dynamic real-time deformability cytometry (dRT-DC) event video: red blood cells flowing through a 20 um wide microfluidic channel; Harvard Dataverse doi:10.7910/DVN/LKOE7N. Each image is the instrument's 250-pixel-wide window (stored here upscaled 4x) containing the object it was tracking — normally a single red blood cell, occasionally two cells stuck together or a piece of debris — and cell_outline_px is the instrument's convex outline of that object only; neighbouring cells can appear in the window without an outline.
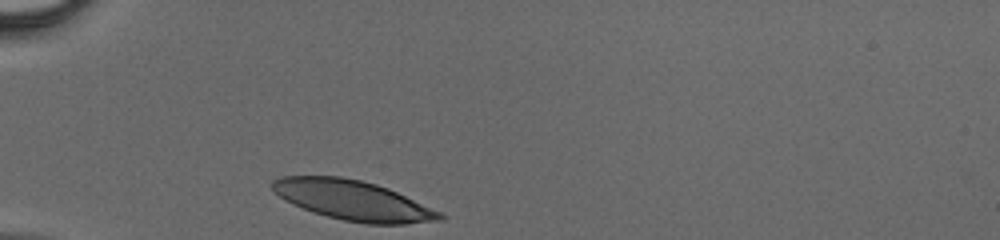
{"species": "human", "species_latin": "Homo sapiens", "temperature_condition": "cold", "stored_images_in_passage": 12, "camera_frame_rate_fps": 3000, "um_per_image_px": 0.085, "donor": {"sex": "male"}, "frame": {"image": 1, "passage_image": 1, "time_ms": 0.0, "image_size_px": [1000, 240], "cell_outline_px": [[444, 220], [404, 224], [368, 224], [344, 220], [312, 212], [292, 204], [280, 196], [272, 188], [272, 180], [280, 176], [340, 176], [360, 180], [376, 184], [388, 188], [440, 212], [444, 216]], "centroid_in_image_um": [29.99, 17.03], "position_along_channel_um": 55.0, "area_um2": 38.55}}
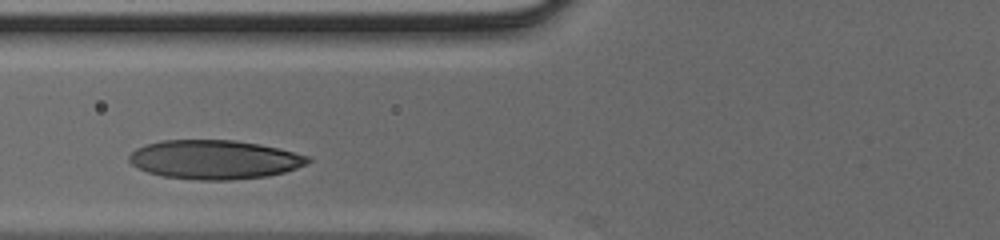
{"frame": {"image": 2, "passage_image": 6, "time_ms": 1.667, "image_size_px": [1000, 240], "cell_outline_px": [[312, 160], [296, 168], [284, 172], [268, 176], [232, 180], [196, 180], [164, 176], [148, 172], [136, 168], [128, 160], [128, 156], [136, 148], [144, 144], [160, 140], [236, 140], [260, 144], [280, 148], [312, 156]], "centroid_in_image_um": [18.23, 13.56], "position_along_channel_um": 107.6, "area_um2": 41.04}}
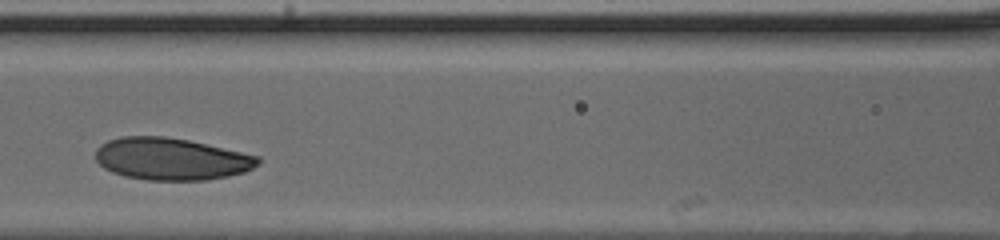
{"frame": {"image": 3, "passage_image": 9, "time_ms": 2.667, "image_size_px": [1000, 240], "cell_outline_px": [[260, 164], [244, 172], [228, 176], [208, 180], [148, 180], [124, 176], [112, 172], [104, 168], [96, 160], [96, 148], [100, 144], [108, 140], [120, 136], [164, 136], [188, 140], [260, 156]], "centroid_in_image_um": [14.55, 13.51], "position_along_channel_um": 152.1, "area_um2": 40.0}}